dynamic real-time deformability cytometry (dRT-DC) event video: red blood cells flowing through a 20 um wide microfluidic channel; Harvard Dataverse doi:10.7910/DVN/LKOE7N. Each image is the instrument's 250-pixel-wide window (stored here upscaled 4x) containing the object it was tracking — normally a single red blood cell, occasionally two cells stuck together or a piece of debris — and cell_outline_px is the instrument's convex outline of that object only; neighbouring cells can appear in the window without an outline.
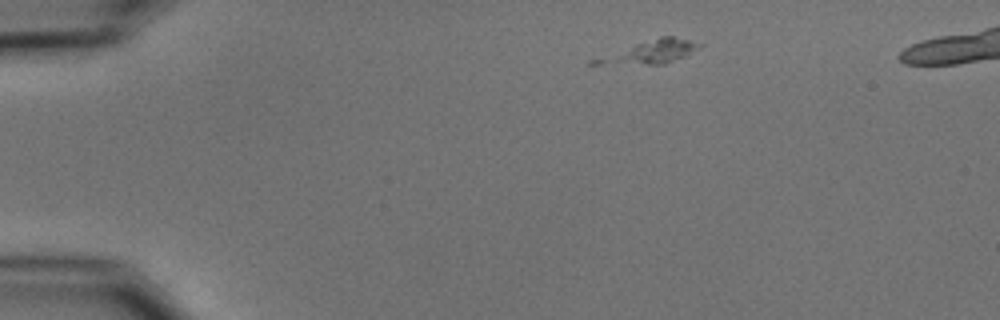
{"species": "common noctule bat (a hibernating species)", "species_latin": "Nyctalus noctula", "temperature_condition": "cold", "stored_images_in_passage": 2, "camera_frame_rate_fps": 3000, "um_per_image_px": 0.085, "animal": {"sex": "male", "body_mass_g": 15.6}, "frame": {"image": 1, "passage_image": 2, "time_ms": 0.333, "image_size_px": [1000, 320], "cell_outline_px": [[704, 44], [700, 48], [684, 56], [664, 64], [648, 64], [612, 60], [632, 48], [640, 44], [660, 36], [672, 36]], "centroid_in_image_um": [56.07, 4.31], "position_along_channel_um": 28.9, "area_um2": 10.92}}